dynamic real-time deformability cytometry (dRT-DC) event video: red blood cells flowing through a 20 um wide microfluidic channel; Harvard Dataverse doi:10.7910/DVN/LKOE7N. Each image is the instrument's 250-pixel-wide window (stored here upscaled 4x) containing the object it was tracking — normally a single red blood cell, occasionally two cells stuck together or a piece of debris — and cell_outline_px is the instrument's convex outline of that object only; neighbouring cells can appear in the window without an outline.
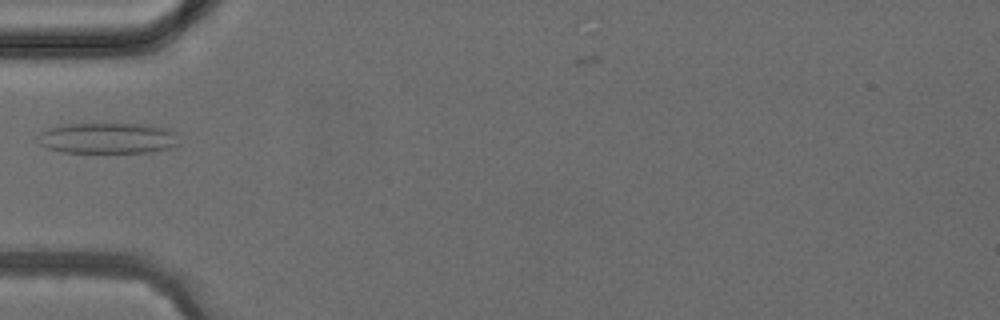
{"species": "common noctule bat (a hibernating species)", "species_latin": "Nyctalus noctula", "temperature_condition": "cold", "stored_images_in_passage": 5, "camera_frame_rate_fps": 3000, "um_per_image_px": 0.085, "animal": {"sex": "female", "body_mass_g": 24.6, "forearm_length_mm": 56.2}, "frame": {"image": 1, "passage_image": 4, "time_ms": 3.667, "image_size_px": [1000, 320], "cell_outline_px": [[180, 144], [168, 148], [152, 152], [60, 152], [48, 148], [40, 144], [36, 140], [36, 136], [40, 132], [48, 128], [60, 124], [152, 124], [168, 128], [176, 132]], "centroid_in_image_um": [9.16, 11.73], "position_along_channel_um": 75.8, "area_um2": 25.78}}